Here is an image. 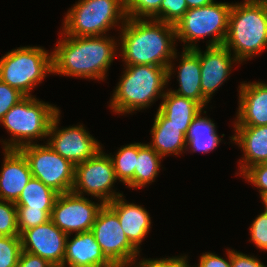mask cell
Segmentation results:
<instances>
[{
    "label": "cell",
    "mask_w": 267,
    "mask_h": 267,
    "mask_svg": "<svg viewBox=\"0 0 267 267\" xmlns=\"http://www.w3.org/2000/svg\"><path fill=\"white\" fill-rule=\"evenodd\" d=\"M119 30L120 52L125 65H153L168 68V82L174 74L175 25L154 19L127 18Z\"/></svg>",
    "instance_id": "6da1fadb"
},
{
    "label": "cell",
    "mask_w": 267,
    "mask_h": 267,
    "mask_svg": "<svg viewBox=\"0 0 267 267\" xmlns=\"http://www.w3.org/2000/svg\"><path fill=\"white\" fill-rule=\"evenodd\" d=\"M60 33L61 39L52 51L54 75L105 79L119 50L116 39L106 35L77 37Z\"/></svg>",
    "instance_id": "7a4b0ae2"
},
{
    "label": "cell",
    "mask_w": 267,
    "mask_h": 267,
    "mask_svg": "<svg viewBox=\"0 0 267 267\" xmlns=\"http://www.w3.org/2000/svg\"><path fill=\"white\" fill-rule=\"evenodd\" d=\"M232 3L224 46L242 63L267 48V0Z\"/></svg>",
    "instance_id": "3957f363"
},
{
    "label": "cell",
    "mask_w": 267,
    "mask_h": 267,
    "mask_svg": "<svg viewBox=\"0 0 267 267\" xmlns=\"http://www.w3.org/2000/svg\"><path fill=\"white\" fill-rule=\"evenodd\" d=\"M124 69L110 99L109 106L114 113L122 115L144 110L163 98V90L168 85V68L141 64L126 65Z\"/></svg>",
    "instance_id": "277c9868"
},
{
    "label": "cell",
    "mask_w": 267,
    "mask_h": 267,
    "mask_svg": "<svg viewBox=\"0 0 267 267\" xmlns=\"http://www.w3.org/2000/svg\"><path fill=\"white\" fill-rule=\"evenodd\" d=\"M60 111L52 104L40 101L36 97L25 96L10 108L0 122L11 138L3 142V149H20L34 144L33 140H42L48 136L51 122Z\"/></svg>",
    "instance_id": "5b68a950"
},
{
    "label": "cell",
    "mask_w": 267,
    "mask_h": 267,
    "mask_svg": "<svg viewBox=\"0 0 267 267\" xmlns=\"http://www.w3.org/2000/svg\"><path fill=\"white\" fill-rule=\"evenodd\" d=\"M126 20L125 0H79L64 17L62 32L77 37L101 36L115 26L120 29Z\"/></svg>",
    "instance_id": "8992f818"
},
{
    "label": "cell",
    "mask_w": 267,
    "mask_h": 267,
    "mask_svg": "<svg viewBox=\"0 0 267 267\" xmlns=\"http://www.w3.org/2000/svg\"><path fill=\"white\" fill-rule=\"evenodd\" d=\"M53 74L52 52L40 46H24L7 52L0 59V81L17 89L24 96Z\"/></svg>",
    "instance_id": "52a82bcc"
},
{
    "label": "cell",
    "mask_w": 267,
    "mask_h": 267,
    "mask_svg": "<svg viewBox=\"0 0 267 267\" xmlns=\"http://www.w3.org/2000/svg\"><path fill=\"white\" fill-rule=\"evenodd\" d=\"M232 3L213 2L199 8H191L175 25L176 39L186 43L183 49H196L200 39L212 36L207 47L224 44ZM188 43V44H187Z\"/></svg>",
    "instance_id": "ba28073f"
},
{
    "label": "cell",
    "mask_w": 267,
    "mask_h": 267,
    "mask_svg": "<svg viewBox=\"0 0 267 267\" xmlns=\"http://www.w3.org/2000/svg\"><path fill=\"white\" fill-rule=\"evenodd\" d=\"M26 145L19 150L28 161L32 177L39 179L58 194L72 191L75 165L55 152L48 143Z\"/></svg>",
    "instance_id": "9c48e42d"
},
{
    "label": "cell",
    "mask_w": 267,
    "mask_h": 267,
    "mask_svg": "<svg viewBox=\"0 0 267 267\" xmlns=\"http://www.w3.org/2000/svg\"><path fill=\"white\" fill-rule=\"evenodd\" d=\"M91 232L102 253L115 267H133L139 260L140 252L130 243L117 214L107 204L99 210Z\"/></svg>",
    "instance_id": "30bf717a"
},
{
    "label": "cell",
    "mask_w": 267,
    "mask_h": 267,
    "mask_svg": "<svg viewBox=\"0 0 267 267\" xmlns=\"http://www.w3.org/2000/svg\"><path fill=\"white\" fill-rule=\"evenodd\" d=\"M116 180L112 160L101 149L90 159L75 166L72 192L81 196L86 193L107 204L123 195L113 190Z\"/></svg>",
    "instance_id": "8fae6325"
},
{
    "label": "cell",
    "mask_w": 267,
    "mask_h": 267,
    "mask_svg": "<svg viewBox=\"0 0 267 267\" xmlns=\"http://www.w3.org/2000/svg\"><path fill=\"white\" fill-rule=\"evenodd\" d=\"M104 203H94L87 197L71 192L58 194L50 220L65 234L91 231Z\"/></svg>",
    "instance_id": "7c38bea8"
},
{
    "label": "cell",
    "mask_w": 267,
    "mask_h": 267,
    "mask_svg": "<svg viewBox=\"0 0 267 267\" xmlns=\"http://www.w3.org/2000/svg\"><path fill=\"white\" fill-rule=\"evenodd\" d=\"M60 113L51 122L47 142L55 152L76 166L93 157L102 146L82 124L59 129Z\"/></svg>",
    "instance_id": "4fadbf2b"
},
{
    "label": "cell",
    "mask_w": 267,
    "mask_h": 267,
    "mask_svg": "<svg viewBox=\"0 0 267 267\" xmlns=\"http://www.w3.org/2000/svg\"><path fill=\"white\" fill-rule=\"evenodd\" d=\"M67 237L51 220L20 234L23 251L40 256L54 267L63 265Z\"/></svg>",
    "instance_id": "5bb4252c"
},
{
    "label": "cell",
    "mask_w": 267,
    "mask_h": 267,
    "mask_svg": "<svg viewBox=\"0 0 267 267\" xmlns=\"http://www.w3.org/2000/svg\"><path fill=\"white\" fill-rule=\"evenodd\" d=\"M199 58L202 94L210 101L213 93L230 76L233 64L235 62L239 63V61L224 45L206 46L204 51H201L199 48Z\"/></svg>",
    "instance_id": "9a60e30c"
},
{
    "label": "cell",
    "mask_w": 267,
    "mask_h": 267,
    "mask_svg": "<svg viewBox=\"0 0 267 267\" xmlns=\"http://www.w3.org/2000/svg\"><path fill=\"white\" fill-rule=\"evenodd\" d=\"M239 106L234 126L267 125V83L242 82L239 86Z\"/></svg>",
    "instance_id": "2e32d148"
},
{
    "label": "cell",
    "mask_w": 267,
    "mask_h": 267,
    "mask_svg": "<svg viewBox=\"0 0 267 267\" xmlns=\"http://www.w3.org/2000/svg\"><path fill=\"white\" fill-rule=\"evenodd\" d=\"M0 171V199L15 203L32 178L27 159L19 149H4Z\"/></svg>",
    "instance_id": "e0dca14e"
},
{
    "label": "cell",
    "mask_w": 267,
    "mask_h": 267,
    "mask_svg": "<svg viewBox=\"0 0 267 267\" xmlns=\"http://www.w3.org/2000/svg\"><path fill=\"white\" fill-rule=\"evenodd\" d=\"M69 237L62 267H115L102 253L91 231L77 233L70 240Z\"/></svg>",
    "instance_id": "ac0fdd59"
},
{
    "label": "cell",
    "mask_w": 267,
    "mask_h": 267,
    "mask_svg": "<svg viewBox=\"0 0 267 267\" xmlns=\"http://www.w3.org/2000/svg\"><path fill=\"white\" fill-rule=\"evenodd\" d=\"M107 205L117 214L130 243L140 252V245L151 229V217L142 206L126 202L123 195Z\"/></svg>",
    "instance_id": "d6986e66"
},
{
    "label": "cell",
    "mask_w": 267,
    "mask_h": 267,
    "mask_svg": "<svg viewBox=\"0 0 267 267\" xmlns=\"http://www.w3.org/2000/svg\"><path fill=\"white\" fill-rule=\"evenodd\" d=\"M235 134L230 137L243 151L239 160V173L242 175L249 167L265 163L267 160V125L234 126Z\"/></svg>",
    "instance_id": "ffe728a7"
},
{
    "label": "cell",
    "mask_w": 267,
    "mask_h": 267,
    "mask_svg": "<svg viewBox=\"0 0 267 267\" xmlns=\"http://www.w3.org/2000/svg\"><path fill=\"white\" fill-rule=\"evenodd\" d=\"M190 126H176L170 123L158 110L154 117L151 134L152 141L148 144L160 156L179 155L187 150L186 135Z\"/></svg>",
    "instance_id": "44dd1931"
},
{
    "label": "cell",
    "mask_w": 267,
    "mask_h": 267,
    "mask_svg": "<svg viewBox=\"0 0 267 267\" xmlns=\"http://www.w3.org/2000/svg\"><path fill=\"white\" fill-rule=\"evenodd\" d=\"M180 56L181 61H179L180 64L177 68L179 88L170 91L192 99L206 108L205 106L209 101L202 94L199 48L183 49Z\"/></svg>",
    "instance_id": "7402d4cb"
},
{
    "label": "cell",
    "mask_w": 267,
    "mask_h": 267,
    "mask_svg": "<svg viewBox=\"0 0 267 267\" xmlns=\"http://www.w3.org/2000/svg\"><path fill=\"white\" fill-rule=\"evenodd\" d=\"M165 118L170 120L171 124L176 126H190L192 121L200 112L206 114L203 107L196 101L179 96L173 92L165 90L157 109ZM203 110V111H202Z\"/></svg>",
    "instance_id": "603a6c76"
},
{
    "label": "cell",
    "mask_w": 267,
    "mask_h": 267,
    "mask_svg": "<svg viewBox=\"0 0 267 267\" xmlns=\"http://www.w3.org/2000/svg\"><path fill=\"white\" fill-rule=\"evenodd\" d=\"M200 112L197 117L192 121L186 135L187 150L192 152L208 153L214 150L221 138L217 134L215 123L206 116H201Z\"/></svg>",
    "instance_id": "cb8c5ba5"
},
{
    "label": "cell",
    "mask_w": 267,
    "mask_h": 267,
    "mask_svg": "<svg viewBox=\"0 0 267 267\" xmlns=\"http://www.w3.org/2000/svg\"><path fill=\"white\" fill-rule=\"evenodd\" d=\"M161 159L163 157L148 144L138 143V158L136 159L134 177L126 184L127 187L143 188L154 182L160 171Z\"/></svg>",
    "instance_id": "d4e9b609"
},
{
    "label": "cell",
    "mask_w": 267,
    "mask_h": 267,
    "mask_svg": "<svg viewBox=\"0 0 267 267\" xmlns=\"http://www.w3.org/2000/svg\"><path fill=\"white\" fill-rule=\"evenodd\" d=\"M57 195L52 188L32 177L14 204L28 207V210H52Z\"/></svg>",
    "instance_id": "484cf974"
},
{
    "label": "cell",
    "mask_w": 267,
    "mask_h": 267,
    "mask_svg": "<svg viewBox=\"0 0 267 267\" xmlns=\"http://www.w3.org/2000/svg\"><path fill=\"white\" fill-rule=\"evenodd\" d=\"M109 156L113 163L116 179L124 185L127 184L134 177L138 158V142L121 147L115 157L114 155Z\"/></svg>",
    "instance_id": "4316f807"
},
{
    "label": "cell",
    "mask_w": 267,
    "mask_h": 267,
    "mask_svg": "<svg viewBox=\"0 0 267 267\" xmlns=\"http://www.w3.org/2000/svg\"><path fill=\"white\" fill-rule=\"evenodd\" d=\"M162 0H125L127 18L158 20Z\"/></svg>",
    "instance_id": "83f0119b"
},
{
    "label": "cell",
    "mask_w": 267,
    "mask_h": 267,
    "mask_svg": "<svg viewBox=\"0 0 267 267\" xmlns=\"http://www.w3.org/2000/svg\"><path fill=\"white\" fill-rule=\"evenodd\" d=\"M21 252L20 236H0V267H17Z\"/></svg>",
    "instance_id": "f1b7e54d"
},
{
    "label": "cell",
    "mask_w": 267,
    "mask_h": 267,
    "mask_svg": "<svg viewBox=\"0 0 267 267\" xmlns=\"http://www.w3.org/2000/svg\"><path fill=\"white\" fill-rule=\"evenodd\" d=\"M0 236H20L17 207L13 202L0 199Z\"/></svg>",
    "instance_id": "f546056e"
},
{
    "label": "cell",
    "mask_w": 267,
    "mask_h": 267,
    "mask_svg": "<svg viewBox=\"0 0 267 267\" xmlns=\"http://www.w3.org/2000/svg\"><path fill=\"white\" fill-rule=\"evenodd\" d=\"M52 210H28V207H17L19 234L25 230L47 223Z\"/></svg>",
    "instance_id": "4dcf8cb0"
},
{
    "label": "cell",
    "mask_w": 267,
    "mask_h": 267,
    "mask_svg": "<svg viewBox=\"0 0 267 267\" xmlns=\"http://www.w3.org/2000/svg\"><path fill=\"white\" fill-rule=\"evenodd\" d=\"M187 11L186 0H162L158 21L176 25Z\"/></svg>",
    "instance_id": "1f68e13d"
},
{
    "label": "cell",
    "mask_w": 267,
    "mask_h": 267,
    "mask_svg": "<svg viewBox=\"0 0 267 267\" xmlns=\"http://www.w3.org/2000/svg\"><path fill=\"white\" fill-rule=\"evenodd\" d=\"M250 241L253 242L258 249L267 251V212L257 215L252 222L250 228Z\"/></svg>",
    "instance_id": "d6a6232c"
},
{
    "label": "cell",
    "mask_w": 267,
    "mask_h": 267,
    "mask_svg": "<svg viewBox=\"0 0 267 267\" xmlns=\"http://www.w3.org/2000/svg\"><path fill=\"white\" fill-rule=\"evenodd\" d=\"M244 177L249 183L259 189L260 197L267 195V165L256 164L249 167L243 174Z\"/></svg>",
    "instance_id": "836d02e7"
},
{
    "label": "cell",
    "mask_w": 267,
    "mask_h": 267,
    "mask_svg": "<svg viewBox=\"0 0 267 267\" xmlns=\"http://www.w3.org/2000/svg\"><path fill=\"white\" fill-rule=\"evenodd\" d=\"M24 97L25 96L17 89L0 81V122L4 118L6 112Z\"/></svg>",
    "instance_id": "e575fe53"
},
{
    "label": "cell",
    "mask_w": 267,
    "mask_h": 267,
    "mask_svg": "<svg viewBox=\"0 0 267 267\" xmlns=\"http://www.w3.org/2000/svg\"><path fill=\"white\" fill-rule=\"evenodd\" d=\"M187 255L184 256H173L168 258L159 259H145L139 260L135 267H191L188 264ZM137 265V266H136Z\"/></svg>",
    "instance_id": "d590c367"
},
{
    "label": "cell",
    "mask_w": 267,
    "mask_h": 267,
    "mask_svg": "<svg viewBox=\"0 0 267 267\" xmlns=\"http://www.w3.org/2000/svg\"><path fill=\"white\" fill-rule=\"evenodd\" d=\"M226 252L227 260L215 253L205 252L200 256L197 266L192 267H231V250L227 249Z\"/></svg>",
    "instance_id": "8d00e7d4"
},
{
    "label": "cell",
    "mask_w": 267,
    "mask_h": 267,
    "mask_svg": "<svg viewBox=\"0 0 267 267\" xmlns=\"http://www.w3.org/2000/svg\"><path fill=\"white\" fill-rule=\"evenodd\" d=\"M231 267H266L255 256L243 254L231 249Z\"/></svg>",
    "instance_id": "74e56055"
},
{
    "label": "cell",
    "mask_w": 267,
    "mask_h": 267,
    "mask_svg": "<svg viewBox=\"0 0 267 267\" xmlns=\"http://www.w3.org/2000/svg\"><path fill=\"white\" fill-rule=\"evenodd\" d=\"M17 267H54L47 260L40 256L33 255L26 251L21 252Z\"/></svg>",
    "instance_id": "f35d334b"
},
{
    "label": "cell",
    "mask_w": 267,
    "mask_h": 267,
    "mask_svg": "<svg viewBox=\"0 0 267 267\" xmlns=\"http://www.w3.org/2000/svg\"><path fill=\"white\" fill-rule=\"evenodd\" d=\"M215 0H186L188 9L210 5Z\"/></svg>",
    "instance_id": "ab89813d"
},
{
    "label": "cell",
    "mask_w": 267,
    "mask_h": 267,
    "mask_svg": "<svg viewBox=\"0 0 267 267\" xmlns=\"http://www.w3.org/2000/svg\"><path fill=\"white\" fill-rule=\"evenodd\" d=\"M262 203L264 204V207H265V211L267 212V195L263 196L262 198Z\"/></svg>",
    "instance_id": "60d3db41"
}]
</instances>
